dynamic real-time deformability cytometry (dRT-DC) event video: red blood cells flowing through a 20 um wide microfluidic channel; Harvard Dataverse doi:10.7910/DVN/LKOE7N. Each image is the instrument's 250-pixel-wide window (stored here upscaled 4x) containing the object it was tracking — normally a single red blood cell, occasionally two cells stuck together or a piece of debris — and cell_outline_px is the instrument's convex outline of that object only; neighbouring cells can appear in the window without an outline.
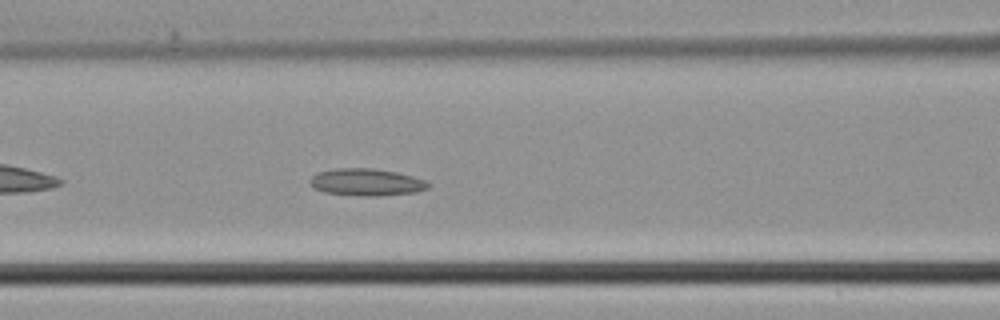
{"species": "common noctule bat (a hibernating species)", "species_latin": "Nyctalus noctula", "temperature_condition": "cold", "stored_images_in_passage": 33, "camera_frame_rate_fps": 3000, "um_per_image_px": 0.085, "animal": {"sex": "male", "body_mass_g": 21.5, "forearm_length_mm": 52.0}, "frame": {"image": 1, "passage_image": 8, "time_ms": 2.333, "image_size_px": [1000, 320], "cell_outline_px": [[432, 184], [428, 188], [416, 192], [380, 196], [360, 196], [324, 192], [312, 188], [308, 180], [316, 172], [336, 168], [372, 168], [396, 172], [412, 176], [424, 180]], "centroid_in_image_um": [31.11, 15.49], "position_along_channel_um": 135.5, "area_um2": 18.9}}
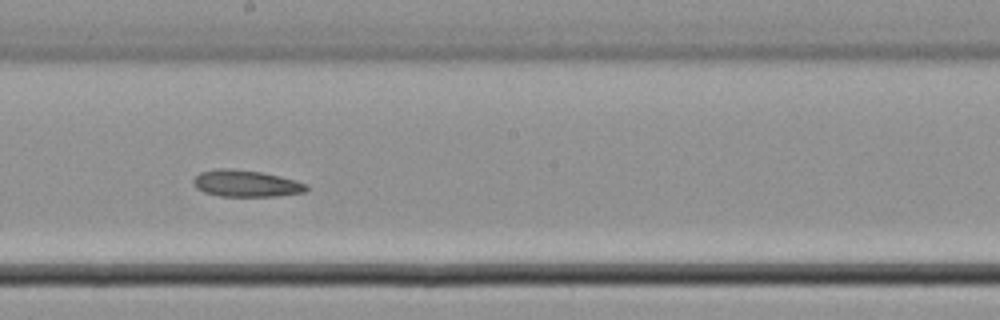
{"frame": {"image": 2, "passage_image": 14, "time_ms": 4.333, "image_size_px": [1000, 320], "cell_outline_px": [[308, 188], [304, 192], [276, 196], [220, 196], [204, 192], [196, 188], [192, 184], [192, 180], [200, 172], [216, 168], [228, 168], [260, 172], [280, 176], [296, 180], [308, 184]], "centroid_in_image_um": [20.89, 15.59], "position_along_channel_um": 227.3, "area_um2": 17.63}}
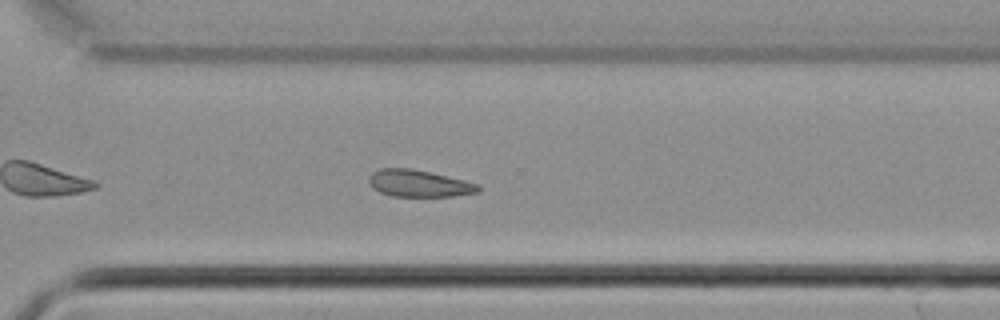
{"frame": {"image": 3, "passage_image": 21, "time_ms": 6.667, "image_size_px": [1000, 320], "cell_outline_px": [[480, 192], [452, 196], [392, 196], [380, 192], [372, 188], [368, 180], [368, 176], [372, 172], [380, 168], [412, 168], [464, 180], [480, 184]], "centroid_in_image_um": [35.59, 15.59], "position_along_channel_um": 335.0, "area_um2": 17.22}}